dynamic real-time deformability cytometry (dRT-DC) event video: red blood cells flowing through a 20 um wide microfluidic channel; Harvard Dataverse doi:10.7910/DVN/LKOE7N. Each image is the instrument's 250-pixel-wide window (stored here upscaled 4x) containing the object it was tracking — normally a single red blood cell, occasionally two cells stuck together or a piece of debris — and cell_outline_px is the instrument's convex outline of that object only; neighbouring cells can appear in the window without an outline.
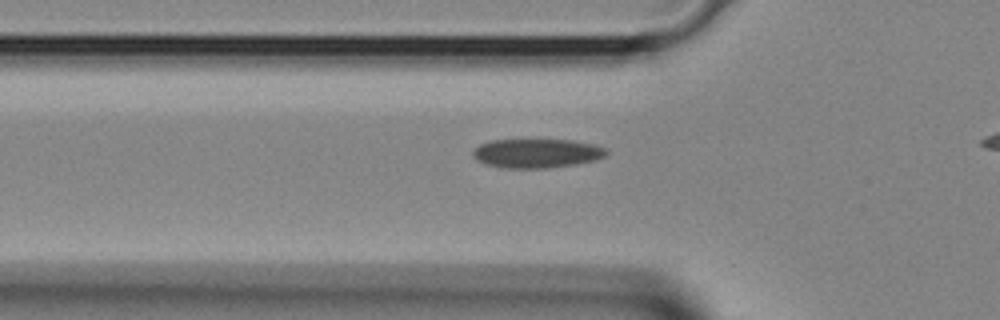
{"species": "Egyptian fruit bat (a non-hibernating species)", "species_latin": "Rousettus aegyptiacus", "temperature_condition": "room temperature", "stored_images_in_passage": 25, "camera_frame_rate_fps": 3000, "um_per_image_px": 0.085, "animal": {"sex": "female"}, "frame": {"image": 1, "passage_image": 4, "time_ms": 1.0, "image_size_px": [1000, 320], "cell_outline_px": [[608, 152], [604, 156], [596, 160], [576, 164], [548, 168], [508, 168], [488, 164], [476, 160], [472, 152], [480, 144], [492, 140], [572, 140], [592, 144], [604, 148]], "centroid_in_image_um": [45.63, 13.03], "position_along_channel_um": 80.2, "area_um2": 22.37}}
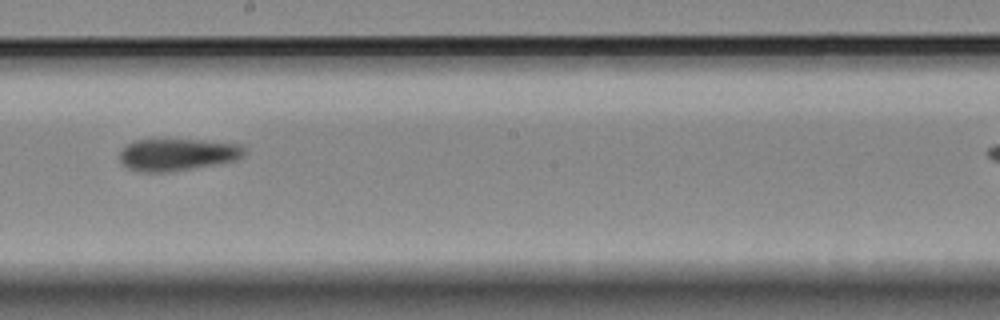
{"frame": {"image": 2, "passage_image": 13, "time_ms": 4.0, "image_size_px": [1000, 320], "cell_outline_px": [[244, 152], [236, 160], [168, 172], [144, 172], [128, 168], [120, 164], [120, 152], [132, 140], [164, 136], [204, 140], [240, 144], [244, 148]], "centroid_in_image_um": [14.99, 13.07], "position_along_channel_um": 233.2, "area_um2": 24.04}}
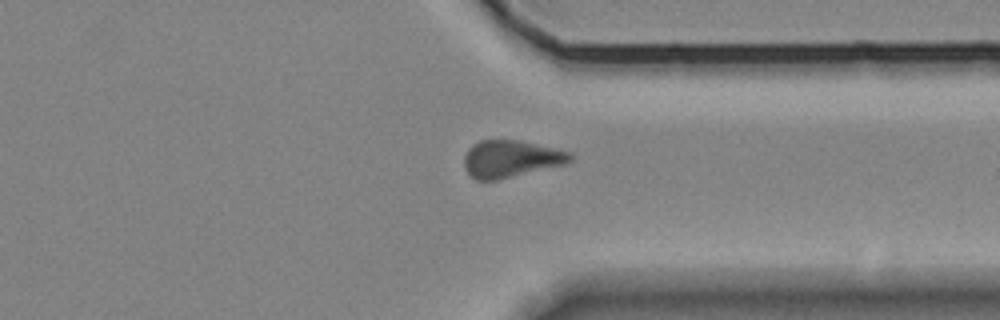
{"frame": {"image": 3, "passage_image": 21, "time_ms": 6.667, "image_size_px": [1000, 320], "cell_outline_px": [[572, 160], [568, 164], [496, 180], [476, 180], [464, 168], [464, 156], [468, 148], [472, 144], [480, 140], [520, 140], [556, 148], [572, 152]], "centroid_in_image_um": [43.45, 13.49], "position_along_channel_um": 368.0, "area_um2": 23.18}}